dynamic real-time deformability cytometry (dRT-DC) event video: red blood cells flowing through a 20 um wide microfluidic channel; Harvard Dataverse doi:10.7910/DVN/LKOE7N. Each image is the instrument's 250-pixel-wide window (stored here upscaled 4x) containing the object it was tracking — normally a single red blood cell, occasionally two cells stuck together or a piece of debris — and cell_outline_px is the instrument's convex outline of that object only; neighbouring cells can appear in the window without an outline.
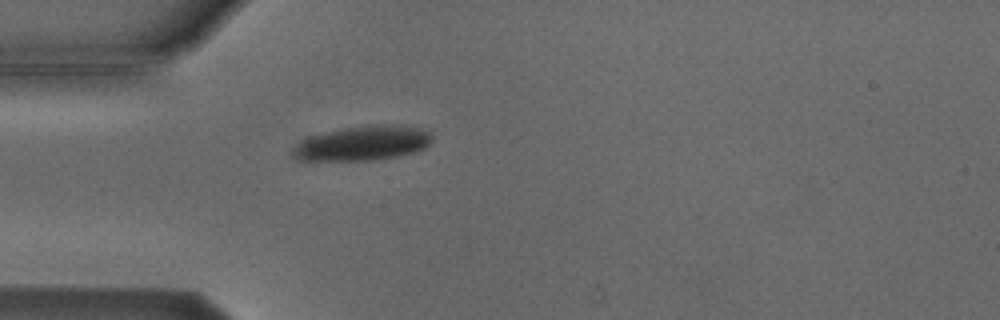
{"species": "Egyptian fruit bat (a non-hibernating species)", "species_latin": "Rousettus aegyptiacus", "temperature_condition": "cold", "stored_images_in_passage": 2, "camera_frame_rate_fps": 3000, "um_per_image_px": 0.085, "animal": {"sex": "male"}, "frame": {"image": 1, "passage_image": 2, "time_ms": 2.0, "image_size_px": [1000, 320], "cell_outline_px": [[432, 140], [424, 148], [416, 152], [376, 160], [300, 160], [296, 156], [296, 144], [300, 140], [308, 136], [324, 132], [344, 128], [368, 124], [404, 124], [428, 132], [432, 136]], "centroid_in_image_um": [30.88, 12.15], "position_along_channel_um": 54.1, "area_um2": 27.98}}